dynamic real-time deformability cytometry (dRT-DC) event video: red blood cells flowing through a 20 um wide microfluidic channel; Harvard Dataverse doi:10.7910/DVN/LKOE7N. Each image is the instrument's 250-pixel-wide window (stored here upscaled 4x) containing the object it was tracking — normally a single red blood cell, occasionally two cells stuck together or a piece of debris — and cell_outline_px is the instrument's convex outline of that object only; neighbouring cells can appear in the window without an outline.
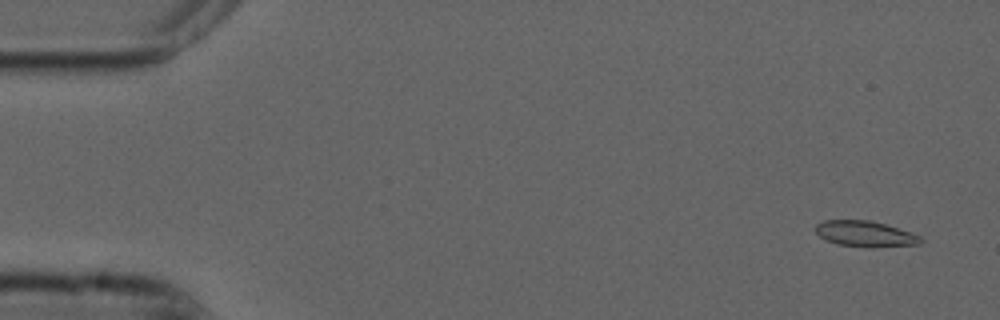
{"species": "common noctule bat (a hibernating species)", "species_latin": "Nyctalus noctula", "temperature_condition": "cold", "stored_images_in_passage": 55, "camera_frame_rate_fps": 3000, "um_per_image_px": 0.085, "animal": {"sex": "male", "forearm_length_mm": 52.5}, "frame": {"image": 1, "passage_image": 3, "time_ms": 0.667, "image_size_px": [1000, 320], "cell_outline_px": [[924, 240], [920, 244], [872, 248], [868, 248], [836, 244], [820, 236], [812, 228], [816, 224], [824, 220], [872, 220], [912, 232], [920, 236]], "centroid_in_image_um": [73.55, 19.88], "position_along_channel_um": 11.4, "area_um2": 16.13}}
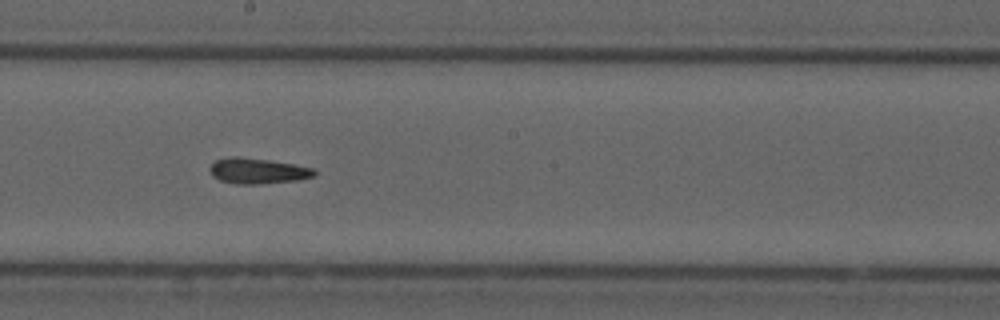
{"frame": {"image": 2, "passage_image": 30, "time_ms": 9.667, "image_size_px": [1000, 320], "cell_outline_px": [[316, 176], [300, 180], [260, 184], [236, 184], [220, 180], [212, 176], [208, 168], [216, 160], [232, 156], [236, 156], [268, 160], [316, 168]], "centroid_in_image_um": [21.93, 14.54], "position_along_channel_um": 226.3, "area_um2": 15.72}}
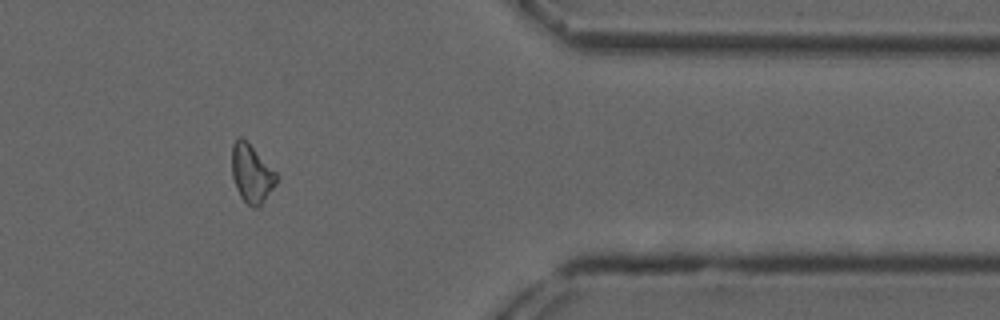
{"frame": {"image": 3, "passage_image": 45, "time_ms": 14.667, "image_size_px": [1000, 320], "cell_outline_px": [[276, 184], [260, 208], [252, 208], [240, 196], [236, 188], [232, 176], [232, 144], [240, 136], [276, 172]], "centroid_in_image_um": [21.37, 14.82], "position_along_channel_um": 390.0, "area_um2": 14.85}, "authors_computed_cell_mechanics": {"area_um2": 15.5482, "velocity_mm_per_s": 3.7266, "shape_relaxation_time_tau1_ms": null, "shape_relaxation_time_tau2_ms": 5.1933, "deformation_change_tau1": null, "deformation_change_tau2": 0.1429}}